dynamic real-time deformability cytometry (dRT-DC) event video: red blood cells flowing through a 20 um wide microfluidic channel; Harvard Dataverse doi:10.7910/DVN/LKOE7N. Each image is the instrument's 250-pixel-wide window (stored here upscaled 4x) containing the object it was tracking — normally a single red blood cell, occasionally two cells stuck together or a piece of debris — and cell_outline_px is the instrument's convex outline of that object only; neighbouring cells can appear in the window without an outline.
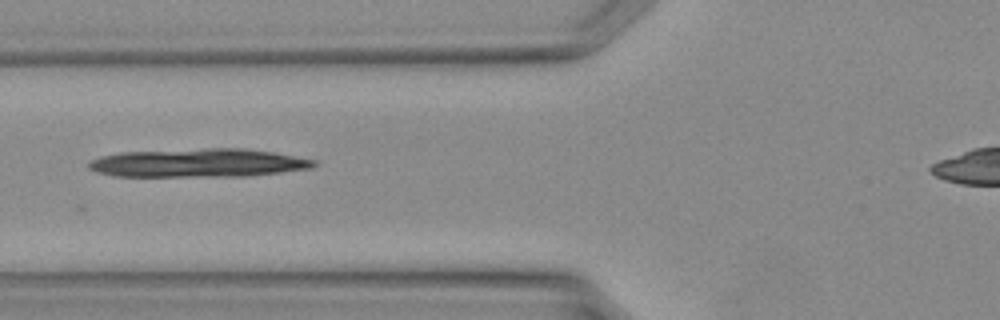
{"species": "Egyptian fruit bat (a non-hibernating species)", "species_latin": "Rousettus aegyptiacus", "temperature_condition": "warm", "stored_images_in_passage": 24, "camera_frame_rate_fps": 3000, "um_per_image_px": 0.085, "animal": {"sex": "female"}, "frame": {"image": 1, "passage_image": 4, "time_ms": 1.0, "image_size_px": [1000, 320], "cell_outline_px": [[316, 164], [312, 168], [248, 176], [112, 176], [96, 172], [88, 168], [88, 164], [92, 160], [100, 156], [120, 152], [208, 148], [244, 148], [272, 152], [316, 160]], "centroid_in_image_um": [16.83, 13.85], "position_along_channel_um": 109.0, "area_um2": 37.34}}